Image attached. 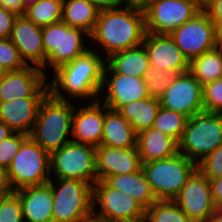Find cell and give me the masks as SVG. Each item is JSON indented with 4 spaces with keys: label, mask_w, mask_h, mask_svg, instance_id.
<instances>
[{
    "label": "cell",
    "mask_w": 222,
    "mask_h": 222,
    "mask_svg": "<svg viewBox=\"0 0 222 222\" xmlns=\"http://www.w3.org/2000/svg\"><path fill=\"white\" fill-rule=\"evenodd\" d=\"M105 58L93 49L58 67L48 80L49 93L60 100L94 102L99 98Z\"/></svg>",
    "instance_id": "1"
},
{
    "label": "cell",
    "mask_w": 222,
    "mask_h": 222,
    "mask_svg": "<svg viewBox=\"0 0 222 222\" xmlns=\"http://www.w3.org/2000/svg\"><path fill=\"white\" fill-rule=\"evenodd\" d=\"M146 33L144 12L123 7L101 10L89 44L107 58L112 53L142 45Z\"/></svg>",
    "instance_id": "2"
},
{
    "label": "cell",
    "mask_w": 222,
    "mask_h": 222,
    "mask_svg": "<svg viewBox=\"0 0 222 222\" xmlns=\"http://www.w3.org/2000/svg\"><path fill=\"white\" fill-rule=\"evenodd\" d=\"M75 102L48 93L41 101L30 137L51 154L72 141L71 124Z\"/></svg>",
    "instance_id": "3"
},
{
    "label": "cell",
    "mask_w": 222,
    "mask_h": 222,
    "mask_svg": "<svg viewBox=\"0 0 222 222\" xmlns=\"http://www.w3.org/2000/svg\"><path fill=\"white\" fill-rule=\"evenodd\" d=\"M89 37L90 35L84 30L70 27L62 21L42 27V41L46 57L43 72L49 77L48 79H51L50 75L48 76L50 72L70 63L90 49Z\"/></svg>",
    "instance_id": "4"
},
{
    "label": "cell",
    "mask_w": 222,
    "mask_h": 222,
    "mask_svg": "<svg viewBox=\"0 0 222 222\" xmlns=\"http://www.w3.org/2000/svg\"><path fill=\"white\" fill-rule=\"evenodd\" d=\"M179 153L196 165L222 144V113L202 111L188 118Z\"/></svg>",
    "instance_id": "5"
},
{
    "label": "cell",
    "mask_w": 222,
    "mask_h": 222,
    "mask_svg": "<svg viewBox=\"0 0 222 222\" xmlns=\"http://www.w3.org/2000/svg\"><path fill=\"white\" fill-rule=\"evenodd\" d=\"M196 169L197 165L181 153L142 164L157 200H173Z\"/></svg>",
    "instance_id": "6"
},
{
    "label": "cell",
    "mask_w": 222,
    "mask_h": 222,
    "mask_svg": "<svg viewBox=\"0 0 222 222\" xmlns=\"http://www.w3.org/2000/svg\"><path fill=\"white\" fill-rule=\"evenodd\" d=\"M53 222H76L93 213V185L73 179H50Z\"/></svg>",
    "instance_id": "7"
},
{
    "label": "cell",
    "mask_w": 222,
    "mask_h": 222,
    "mask_svg": "<svg viewBox=\"0 0 222 222\" xmlns=\"http://www.w3.org/2000/svg\"><path fill=\"white\" fill-rule=\"evenodd\" d=\"M95 159L96 147L70 141L50 154L51 179H73L94 185L98 181Z\"/></svg>",
    "instance_id": "8"
},
{
    "label": "cell",
    "mask_w": 222,
    "mask_h": 222,
    "mask_svg": "<svg viewBox=\"0 0 222 222\" xmlns=\"http://www.w3.org/2000/svg\"><path fill=\"white\" fill-rule=\"evenodd\" d=\"M14 190L50 181V154L43 150L30 136L20 145L8 168Z\"/></svg>",
    "instance_id": "9"
},
{
    "label": "cell",
    "mask_w": 222,
    "mask_h": 222,
    "mask_svg": "<svg viewBox=\"0 0 222 222\" xmlns=\"http://www.w3.org/2000/svg\"><path fill=\"white\" fill-rule=\"evenodd\" d=\"M93 213L106 222H142L145 218V208L137 200L104 180L93 185Z\"/></svg>",
    "instance_id": "10"
},
{
    "label": "cell",
    "mask_w": 222,
    "mask_h": 222,
    "mask_svg": "<svg viewBox=\"0 0 222 222\" xmlns=\"http://www.w3.org/2000/svg\"><path fill=\"white\" fill-rule=\"evenodd\" d=\"M169 35L189 62L222 43L216 25L204 10Z\"/></svg>",
    "instance_id": "11"
},
{
    "label": "cell",
    "mask_w": 222,
    "mask_h": 222,
    "mask_svg": "<svg viewBox=\"0 0 222 222\" xmlns=\"http://www.w3.org/2000/svg\"><path fill=\"white\" fill-rule=\"evenodd\" d=\"M202 10V0H153L144 12L146 32L170 34Z\"/></svg>",
    "instance_id": "12"
},
{
    "label": "cell",
    "mask_w": 222,
    "mask_h": 222,
    "mask_svg": "<svg viewBox=\"0 0 222 222\" xmlns=\"http://www.w3.org/2000/svg\"><path fill=\"white\" fill-rule=\"evenodd\" d=\"M203 86L190 73L178 74L159 97L160 106L188 118L204 111Z\"/></svg>",
    "instance_id": "13"
},
{
    "label": "cell",
    "mask_w": 222,
    "mask_h": 222,
    "mask_svg": "<svg viewBox=\"0 0 222 222\" xmlns=\"http://www.w3.org/2000/svg\"><path fill=\"white\" fill-rule=\"evenodd\" d=\"M48 77L37 66L4 72L0 81V102L18 98H44L49 93Z\"/></svg>",
    "instance_id": "14"
},
{
    "label": "cell",
    "mask_w": 222,
    "mask_h": 222,
    "mask_svg": "<svg viewBox=\"0 0 222 222\" xmlns=\"http://www.w3.org/2000/svg\"><path fill=\"white\" fill-rule=\"evenodd\" d=\"M173 201L194 222H207L214 212L209 179L198 169L188 178Z\"/></svg>",
    "instance_id": "15"
},
{
    "label": "cell",
    "mask_w": 222,
    "mask_h": 222,
    "mask_svg": "<svg viewBox=\"0 0 222 222\" xmlns=\"http://www.w3.org/2000/svg\"><path fill=\"white\" fill-rule=\"evenodd\" d=\"M149 97L143 78L104 73L98 100L108 108L117 110L120 106Z\"/></svg>",
    "instance_id": "16"
},
{
    "label": "cell",
    "mask_w": 222,
    "mask_h": 222,
    "mask_svg": "<svg viewBox=\"0 0 222 222\" xmlns=\"http://www.w3.org/2000/svg\"><path fill=\"white\" fill-rule=\"evenodd\" d=\"M85 104L79 102V106L74 107L71 124L72 141L97 147L100 146L103 136L105 104L99 100Z\"/></svg>",
    "instance_id": "17"
},
{
    "label": "cell",
    "mask_w": 222,
    "mask_h": 222,
    "mask_svg": "<svg viewBox=\"0 0 222 222\" xmlns=\"http://www.w3.org/2000/svg\"><path fill=\"white\" fill-rule=\"evenodd\" d=\"M149 65L160 70H172L177 75L189 72V61L169 34L147 32L142 43Z\"/></svg>",
    "instance_id": "18"
},
{
    "label": "cell",
    "mask_w": 222,
    "mask_h": 222,
    "mask_svg": "<svg viewBox=\"0 0 222 222\" xmlns=\"http://www.w3.org/2000/svg\"><path fill=\"white\" fill-rule=\"evenodd\" d=\"M10 39L27 65L37 66L41 70L45 68L42 27L37 26L24 15H18Z\"/></svg>",
    "instance_id": "19"
},
{
    "label": "cell",
    "mask_w": 222,
    "mask_h": 222,
    "mask_svg": "<svg viewBox=\"0 0 222 222\" xmlns=\"http://www.w3.org/2000/svg\"><path fill=\"white\" fill-rule=\"evenodd\" d=\"M95 163L98 181L116 174L134 173L142 168L137 147L118 149L97 146Z\"/></svg>",
    "instance_id": "20"
},
{
    "label": "cell",
    "mask_w": 222,
    "mask_h": 222,
    "mask_svg": "<svg viewBox=\"0 0 222 222\" xmlns=\"http://www.w3.org/2000/svg\"><path fill=\"white\" fill-rule=\"evenodd\" d=\"M24 222H53V194L49 183L15 190Z\"/></svg>",
    "instance_id": "21"
},
{
    "label": "cell",
    "mask_w": 222,
    "mask_h": 222,
    "mask_svg": "<svg viewBox=\"0 0 222 222\" xmlns=\"http://www.w3.org/2000/svg\"><path fill=\"white\" fill-rule=\"evenodd\" d=\"M44 98H18L0 102V119L13 132L30 135Z\"/></svg>",
    "instance_id": "22"
},
{
    "label": "cell",
    "mask_w": 222,
    "mask_h": 222,
    "mask_svg": "<svg viewBox=\"0 0 222 222\" xmlns=\"http://www.w3.org/2000/svg\"><path fill=\"white\" fill-rule=\"evenodd\" d=\"M136 147L142 164L179 153L178 141L154 127L137 134Z\"/></svg>",
    "instance_id": "23"
},
{
    "label": "cell",
    "mask_w": 222,
    "mask_h": 222,
    "mask_svg": "<svg viewBox=\"0 0 222 222\" xmlns=\"http://www.w3.org/2000/svg\"><path fill=\"white\" fill-rule=\"evenodd\" d=\"M149 66L146 50L143 45H140L110 54L105 58L104 73L143 78Z\"/></svg>",
    "instance_id": "24"
},
{
    "label": "cell",
    "mask_w": 222,
    "mask_h": 222,
    "mask_svg": "<svg viewBox=\"0 0 222 222\" xmlns=\"http://www.w3.org/2000/svg\"><path fill=\"white\" fill-rule=\"evenodd\" d=\"M137 133L132 125L117 111L105 105L103 136L100 145L127 149L136 147Z\"/></svg>",
    "instance_id": "25"
},
{
    "label": "cell",
    "mask_w": 222,
    "mask_h": 222,
    "mask_svg": "<svg viewBox=\"0 0 222 222\" xmlns=\"http://www.w3.org/2000/svg\"><path fill=\"white\" fill-rule=\"evenodd\" d=\"M111 188L117 189L137 200L145 209L157 201L142 168L129 174H116L104 180Z\"/></svg>",
    "instance_id": "26"
},
{
    "label": "cell",
    "mask_w": 222,
    "mask_h": 222,
    "mask_svg": "<svg viewBox=\"0 0 222 222\" xmlns=\"http://www.w3.org/2000/svg\"><path fill=\"white\" fill-rule=\"evenodd\" d=\"M159 107V98L149 96L143 100L122 105L117 111L132 125L134 131L138 134L152 127Z\"/></svg>",
    "instance_id": "27"
},
{
    "label": "cell",
    "mask_w": 222,
    "mask_h": 222,
    "mask_svg": "<svg viewBox=\"0 0 222 222\" xmlns=\"http://www.w3.org/2000/svg\"><path fill=\"white\" fill-rule=\"evenodd\" d=\"M99 10L87 0H63L62 19L70 27L92 33Z\"/></svg>",
    "instance_id": "28"
},
{
    "label": "cell",
    "mask_w": 222,
    "mask_h": 222,
    "mask_svg": "<svg viewBox=\"0 0 222 222\" xmlns=\"http://www.w3.org/2000/svg\"><path fill=\"white\" fill-rule=\"evenodd\" d=\"M189 72L202 86L214 80L221 79L222 43L191 60L189 63Z\"/></svg>",
    "instance_id": "29"
},
{
    "label": "cell",
    "mask_w": 222,
    "mask_h": 222,
    "mask_svg": "<svg viewBox=\"0 0 222 222\" xmlns=\"http://www.w3.org/2000/svg\"><path fill=\"white\" fill-rule=\"evenodd\" d=\"M63 0H41L25 10L24 16L39 27L60 22Z\"/></svg>",
    "instance_id": "30"
},
{
    "label": "cell",
    "mask_w": 222,
    "mask_h": 222,
    "mask_svg": "<svg viewBox=\"0 0 222 222\" xmlns=\"http://www.w3.org/2000/svg\"><path fill=\"white\" fill-rule=\"evenodd\" d=\"M144 222H194L173 200H157L145 209Z\"/></svg>",
    "instance_id": "31"
},
{
    "label": "cell",
    "mask_w": 222,
    "mask_h": 222,
    "mask_svg": "<svg viewBox=\"0 0 222 222\" xmlns=\"http://www.w3.org/2000/svg\"><path fill=\"white\" fill-rule=\"evenodd\" d=\"M188 117L182 113L159 107L152 127L165 133L178 142L181 140Z\"/></svg>",
    "instance_id": "32"
},
{
    "label": "cell",
    "mask_w": 222,
    "mask_h": 222,
    "mask_svg": "<svg viewBox=\"0 0 222 222\" xmlns=\"http://www.w3.org/2000/svg\"><path fill=\"white\" fill-rule=\"evenodd\" d=\"M176 76L172 70H160L149 66L143 77L148 95L159 98Z\"/></svg>",
    "instance_id": "33"
},
{
    "label": "cell",
    "mask_w": 222,
    "mask_h": 222,
    "mask_svg": "<svg viewBox=\"0 0 222 222\" xmlns=\"http://www.w3.org/2000/svg\"><path fill=\"white\" fill-rule=\"evenodd\" d=\"M28 66L10 38L0 39V68L5 71H18Z\"/></svg>",
    "instance_id": "34"
},
{
    "label": "cell",
    "mask_w": 222,
    "mask_h": 222,
    "mask_svg": "<svg viewBox=\"0 0 222 222\" xmlns=\"http://www.w3.org/2000/svg\"><path fill=\"white\" fill-rule=\"evenodd\" d=\"M0 222H24L22 206L15 191L0 196Z\"/></svg>",
    "instance_id": "35"
},
{
    "label": "cell",
    "mask_w": 222,
    "mask_h": 222,
    "mask_svg": "<svg viewBox=\"0 0 222 222\" xmlns=\"http://www.w3.org/2000/svg\"><path fill=\"white\" fill-rule=\"evenodd\" d=\"M204 111L222 113V79L203 85Z\"/></svg>",
    "instance_id": "36"
},
{
    "label": "cell",
    "mask_w": 222,
    "mask_h": 222,
    "mask_svg": "<svg viewBox=\"0 0 222 222\" xmlns=\"http://www.w3.org/2000/svg\"><path fill=\"white\" fill-rule=\"evenodd\" d=\"M28 135L20 132H14L8 138L0 142V165L9 168L13 157L17 154L21 143Z\"/></svg>",
    "instance_id": "37"
},
{
    "label": "cell",
    "mask_w": 222,
    "mask_h": 222,
    "mask_svg": "<svg viewBox=\"0 0 222 222\" xmlns=\"http://www.w3.org/2000/svg\"><path fill=\"white\" fill-rule=\"evenodd\" d=\"M197 169L208 179L222 176V144L197 164Z\"/></svg>",
    "instance_id": "38"
},
{
    "label": "cell",
    "mask_w": 222,
    "mask_h": 222,
    "mask_svg": "<svg viewBox=\"0 0 222 222\" xmlns=\"http://www.w3.org/2000/svg\"><path fill=\"white\" fill-rule=\"evenodd\" d=\"M203 10L210 16L222 37V0H204Z\"/></svg>",
    "instance_id": "39"
},
{
    "label": "cell",
    "mask_w": 222,
    "mask_h": 222,
    "mask_svg": "<svg viewBox=\"0 0 222 222\" xmlns=\"http://www.w3.org/2000/svg\"><path fill=\"white\" fill-rule=\"evenodd\" d=\"M17 17L16 13L0 7V39L10 38Z\"/></svg>",
    "instance_id": "40"
},
{
    "label": "cell",
    "mask_w": 222,
    "mask_h": 222,
    "mask_svg": "<svg viewBox=\"0 0 222 222\" xmlns=\"http://www.w3.org/2000/svg\"><path fill=\"white\" fill-rule=\"evenodd\" d=\"M14 191L8 169L0 165V196L11 194Z\"/></svg>",
    "instance_id": "41"
},
{
    "label": "cell",
    "mask_w": 222,
    "mask_h": 222,
    "mask_svg": "<svg viewBox=\"0 0 222 222\" xmlns=\"http://www.w3.org/2000/svg\"><path fill=\"white\" fill-rule=\"evenodd\" d=\"M153 0H119L121 7L145 12Z\"/></svg>",
    "instance_id": "42"
},
{
    "label": "cell",
    "mask_w": 222,
    "mask_h": 222,
    "mask_svg": "<svg viewBox=\"0 0 222 222\" xmlns=\"http://www.w3.org/2000/svg\"><path fill=\"white\" fill-rule=\"evenodd\" d=\"M0 7L12 11L17 15H24V1L23 0H0Z\"/></svg>",
    "instance_id": "43"
},
{
    "label": "cell",
    "mask_w": 222,
    "mask_h": 222,
    "mask_svg": "<svg viewBox=\"0 0 222 222\" xmlns=\"http://www.w3.org/2000/svg\"><path fill=\"white\" fill-rule=\"evenodd\" d=\"M209 183L213 201L222 199V176L209 179Z\"/></svg>",
    "instance_id": "44"
},
{
    "label": "cell",
    "mask_w": 222,
    "mask_h": 222,
    "mask_svg": "<svg viewBox=\"0 0 222 222\" xmlns=\"http://www.w3.org/2000/svg\"><path fill=\"white\" fill-rule=\"evenodd\" d=\"M87 1L92 3L99 11L121 7L119 0H87Z\"/></svg>",
    "instance_id": "45"
},
{
    "label": "cell",
    "mask_w": 222,
    "mask_h": 222,
    "mask_svg": "<svg viewBox=\"0 0 222 222\" xmlns=\"http://www.w3.org/2000/svg\"><path fill=\"white\" fill-rule=\"evenodd\" d=\"M14 132L9 128V126L0 119V142L8 138Z\"/></svg>",
    "instance_id": "46"
},
{
    "label": "cell",
    "mask_w": 222,
    "mask_h": 222,
    "mask_svg": "<svg viewBox=\"0 0 222 222\" xmlns=\"http://www.w3.org/2000/svg\"><path fill=\"white\" fill-rule=\"evenodd\" d=\"M76 222H106V221H104L102 218L95 215L94 213H91L89 216H87L83 219H80Z\"/></svg>",
    "instance_id": "47"
},
{
    "label": "cell",
    "mask_w": 222,
    "mask_h": 222,
    "mask_svg": "<svg viewBox=\"0 0 222 222\" xmlns=\"http://www.w3.org/2000/svg\"><path fill=\"white\" fill-rule=\"evenodd\" d=\"M212 215L222 216V199L216 200L214 202V212Z\"/></svg>",
    "instance_id": "48"
},
{
    "label": "cell",
    "mask_w": 222,
    "mask_h": 222,
    "mask_svg": "<svg viewBox=\"0 0 222 222\" xmlns=\"http://www.w3.org/2000/svg\"><path fill=\"white\" fill-rule=\"evenodd\" d=\"M24 1V13H25V10L32 6V5H35L36 3H38L39 1L41 0H23Z\"/></svg>",
    "instance_id": "49"
},
{
    "label": "cell",
    "mask_w": 222,
    "mask_h": 222,
    "mask_svg": "<svg viewBox=\"0 0 222 222\" xmlns=\"http://www.w3.org/2000/svg\"><path fill=\"white\" fill-rule=\"evenodd\" d=\"M207 222H222V216L220 215H211Z\"/></svg>",
    "instance_id": "50"
},
{
    "label": "cell",
    "mask_w": 222,
    "mask_h": 222,
    "mask_svg": "<svg viewBox=\"0 0 222 222\" xmlns=\"http://www.w3.org/2000/svg\"><path fill=\"white\" fill-rule=\"evenodd\" d=\"M4 72H5V71H3V70L0 68V81H1V79H2V77H3Z\"/></svg>",
    "instance_id": "51"
}]
</instances>
